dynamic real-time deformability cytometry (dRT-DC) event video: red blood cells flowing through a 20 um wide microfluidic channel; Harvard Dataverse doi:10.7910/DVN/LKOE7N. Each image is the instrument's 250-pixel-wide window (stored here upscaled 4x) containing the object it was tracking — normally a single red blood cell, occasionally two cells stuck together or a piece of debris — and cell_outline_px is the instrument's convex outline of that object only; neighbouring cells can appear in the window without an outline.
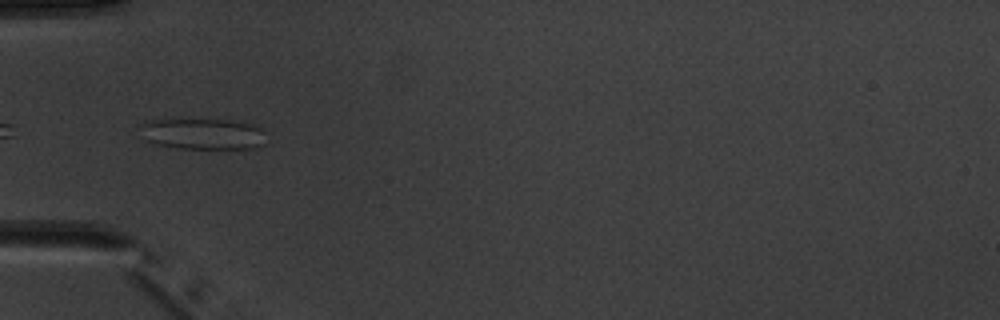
{"species": "common noctule bat (a hibernating species)", "species_latin": "Nyctalus noctula", "temperature_condition": "warm", "stored_images_in_passage": 8, "camera_frame_rate_fps": 3000, "um_per_image_px": 0.085, "animal": {"sex": "male", "body_mass_g": 20.1, "forearm_length_mm": 53.5}, "frame": {"image": 1, "passage_image": 5, "time_ms": 4.667, "image_size_px": [1000, 320], "cell_outline_px": [[268, 144], [252, 148], [176, 148], [156, 144], [148, 140], [144, 124], [152, 120], [172, 116], [180, 116], [244, 120], [260, 128]], "centroid_in_image_um": [17.34, 11.31], "position_along_channel_um": 67.7, "area_um2": 23.7}}
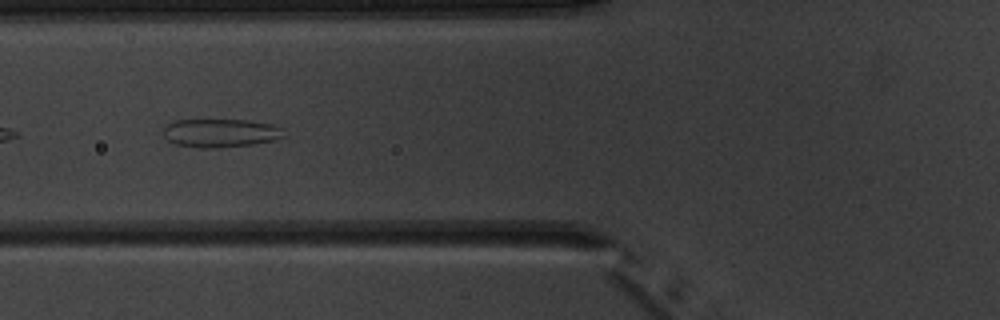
{"frame": {"image": 2, "passage_image": 6, "time_ms": 5.667, "image_size_px": [1000, 320], "cell_outline_px": [[288, 136], [276, 140], [252, 144], [216, 148], [200, 148], [176, 144], [168, 140], [164, 136], [164, 128], [168, 124], [176, 120], [248, 120], [272, 124], [280, 128]], "centroid_in_image_um": [18.78, 11.31], "position_along_channel_um": 107.0, "area_um2": 20.0}}
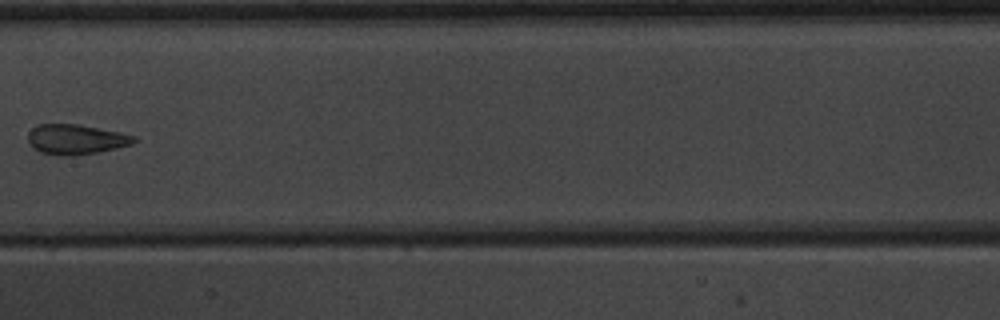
{"frame": {"image": 3, "passage_image": 8, "time_ms": 8.0, "image_size_px": [1000, 320], "cell_outline_px": [[136, 140], [132, 144], [116, 148], [96, 152], [72, 156], [60, 156], [40, 152], [32, 148], [28, 140], [28, 132], [36, 124], [80, 124], [120, 132], [136, 136]], "centroid_in_image_um": [6.42, 11.84], "position_along_channel_um": 201.0, "area_um2": 18.67}}